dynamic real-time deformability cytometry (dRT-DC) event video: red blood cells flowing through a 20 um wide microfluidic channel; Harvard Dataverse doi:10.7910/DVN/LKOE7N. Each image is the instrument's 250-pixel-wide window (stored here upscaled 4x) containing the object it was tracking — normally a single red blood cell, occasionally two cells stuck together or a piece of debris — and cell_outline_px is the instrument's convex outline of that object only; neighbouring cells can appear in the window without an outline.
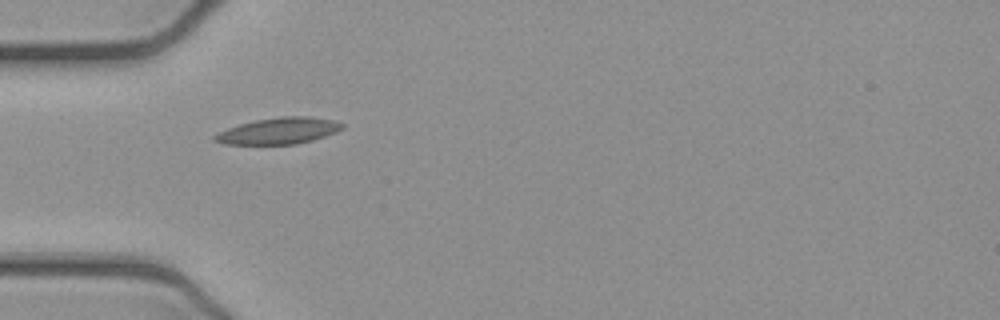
{"species": "common noctule bat (a hibernating species)", "species_latin": "Nyctalus noctula", "temperature_condition": "cold", "stored_images_in_passage": 4, "camera_frame_rate_fps": 3000, "um_per_image_px": 0.085, "animal": {"sex": "female", "body_mass_g": 21.9}, "frame": {"image": 1, "passage_image": 1, "time_ms": 0.0, "image_size_px": [1000, 320], "cell_outline_px": [[344, 128], [336, 132], [312, 140], [296, 144], [224, 144], [212, 140], [212, 136], [228, 128], [240, 124], [256, 120], [280, 116], [308, 116], [332, 120], [344, 124]], "centroid_in_image_um": [23.69, 11.12], "position_along_channel_um": 61.3, "area_um2": 19.48}}
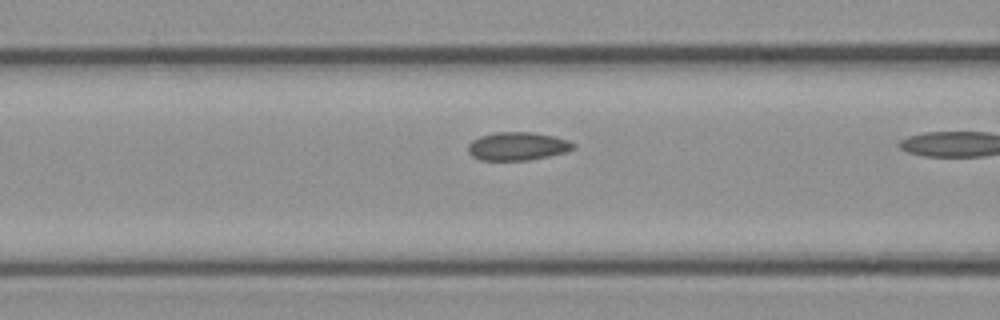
{"frame": {"image": 2, "passage_image": 3, "time_ms": 0.667, "image_size_px": [1000, 320], "cell_outline_px": [[576, 148], [568, 152], [528, 160], [480, 160], [472, 156], [468, 152], [468, 144], [472, 140], [480, 136], [496, 132], [532, 132], [556, 136], [568, 140], [576, 144]], "centroid_in_image_um": [44.02, 12.42], "position_along_channel_um": 122.6, "area_um2": 17.51}}